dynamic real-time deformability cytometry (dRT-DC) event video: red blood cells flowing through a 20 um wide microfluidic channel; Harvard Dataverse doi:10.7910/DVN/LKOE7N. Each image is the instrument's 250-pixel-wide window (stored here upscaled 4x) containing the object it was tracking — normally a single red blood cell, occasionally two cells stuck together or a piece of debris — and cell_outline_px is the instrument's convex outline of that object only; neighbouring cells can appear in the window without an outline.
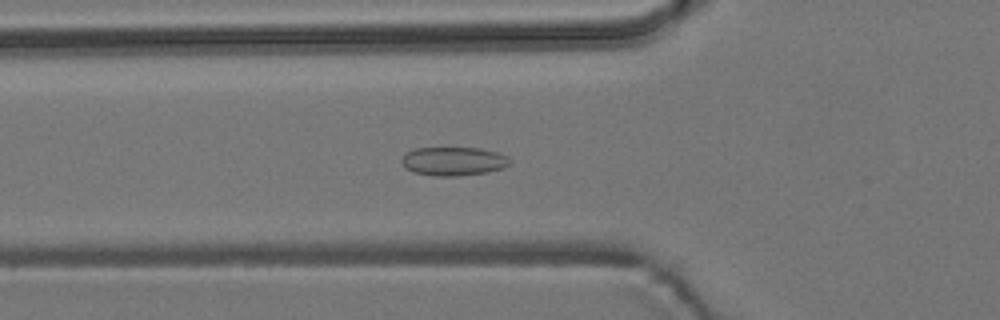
{"species": "common noctule bat (a hibernating species)", "species_latin": "Nyctalus noctula", "temperature_condition": "room temperature", "stored_images_in_passage": 34, "camera_frame_rate_fps": 3000, "um_per_image_px": 0.085, "animal": {"sex": "male", "body_mass_g": 19.2, "forearm_length_mm": 51.8}, "frame": {"image": 1, "passage_image": 11, "time_ms": 3.333, "image_size_px": [1000, 320], "cell_outline_px": [[508, 164], [504, 168], [488, 172], [456, 176], [436, 176], [412, 172], [404, 168], [400, 160], [404, 152], [412, 148], [480, 148], [496, 152], [508, 156]], "centroid_in_image_um": [38.47, 13.7], "position_along_channel_um": 87.3, "area_um2": 18.26}}
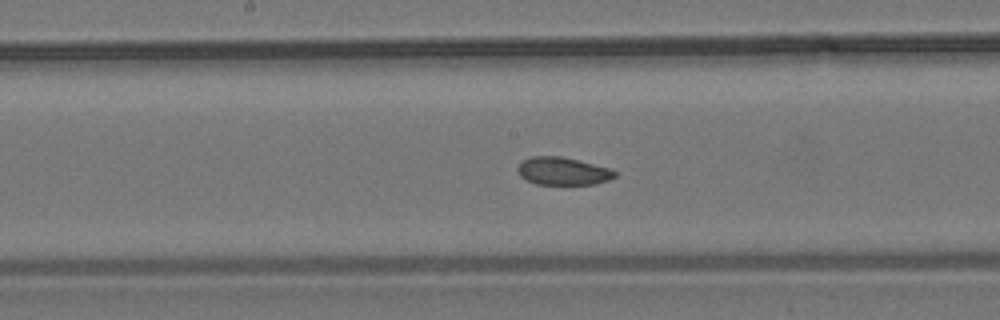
{"frame": {"image": 2, "passage_image": 20, "time_ms": 6.333, "image_size_px": [1000, 320], "cell_outline_px": [[616, 176], [608, 180], [596, 184], [536, 184], [520, 176], [516, 168], [524, 160], [532, 156], [560, 156], [612, 168], [616, 172]], "centroid_in_image_um": [47.87, 14.54], "position_along_channel_um": 200.3, "area_um2": 15.66}}
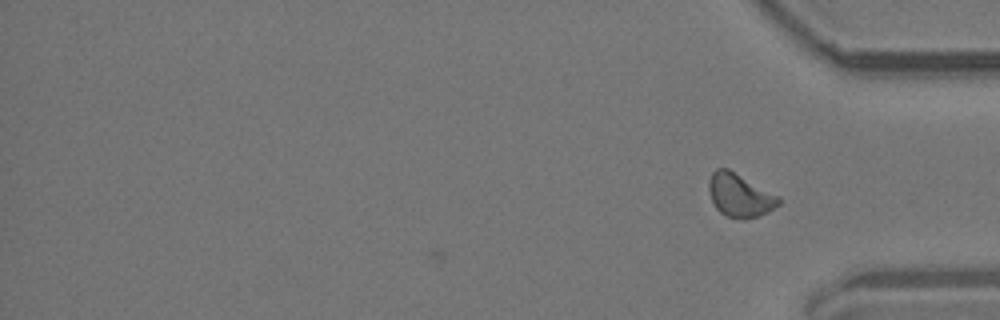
{"frame": {"image": 3, "passage_image": 34, "time_ms": 11.0, "image_size_px": [1000, 320], "cell_outline_px": [[780, 204], [768, 212], [756, 216], [728, 216], [720, 212], [716, 208], [712, 200], [708, 188], [708, 180], [712, 172], [716, 168], [728, 168], [780, 196]], "centroid_in_image_um": [62.87, 16.54], "position_along_channel_um": 372.3, "area_um2": 17.28}, "authors_computed_cell_mechanics": {"area_um2": 16.762, "velocity_mm_per_s": 3.7494, "shape_relaxation_time_tau1_ms": null, "shape_relaxation_time_tau2_ms": 2.7005, "deformation_change_tau1": null, "deformation_change_tau2": 0.0639}}